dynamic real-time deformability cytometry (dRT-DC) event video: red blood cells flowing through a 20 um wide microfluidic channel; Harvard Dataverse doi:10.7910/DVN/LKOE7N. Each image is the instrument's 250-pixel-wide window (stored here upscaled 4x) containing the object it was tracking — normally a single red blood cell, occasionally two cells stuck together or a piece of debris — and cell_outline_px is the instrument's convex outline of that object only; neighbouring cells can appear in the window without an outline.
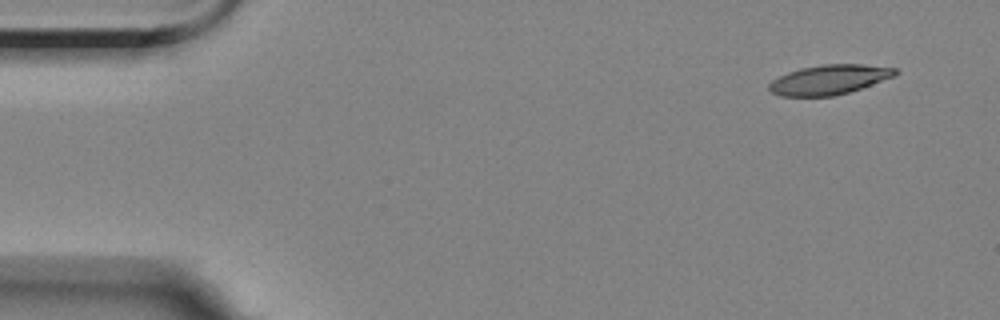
{"species": "Egyptian fruit bat (a non-hibernating species)", "species_latin": "Rousettus aegyptiacus", "temperature_condition": "room temperature", "stored_images_in_passage": 4, "camera_frame_rate_fps": 3000, "um_per_image_px": 0.085, "animal": {"sex": "female"}, "frame": {"image": 1, "passage_image": 1, "time_ms": 0.0, "image_size_px": [1000, 320], "cell_outline_px": [[900, 72], [892, 76], [860, 88], [848, 92], [832, 96], [780, 96], [772, 92], [768, 88], [768, 84], [772, 80], [788, 72], [800, 68], [820, 64], [864, 64], [896, 68]], "centroid_in_image_um": [70.44, 6.76], "position_along_channel_um": 14.6, "area_um2": 21.62}}
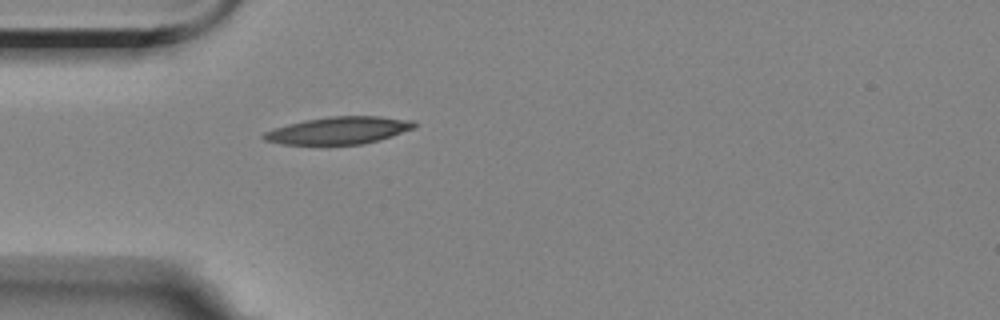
{"frame": {"image": 2, "passage_image": 4, "time_ms": 4.0, "image_size_px": [1000, 320], "cell_outline_px": [[416, 128], [376, 140], [360, 144], [328, 148], [320, 148], [280, 144], [264, 140], [260, 136], [264, 132], [288, 124], [304, 120], [328, 116], [380, 116], [412, 120], [416, 124]], "centroid_in_image_um": [28.69, 11.14], "position_along_channel_um": 56.3, "area_um2": 25.03}}